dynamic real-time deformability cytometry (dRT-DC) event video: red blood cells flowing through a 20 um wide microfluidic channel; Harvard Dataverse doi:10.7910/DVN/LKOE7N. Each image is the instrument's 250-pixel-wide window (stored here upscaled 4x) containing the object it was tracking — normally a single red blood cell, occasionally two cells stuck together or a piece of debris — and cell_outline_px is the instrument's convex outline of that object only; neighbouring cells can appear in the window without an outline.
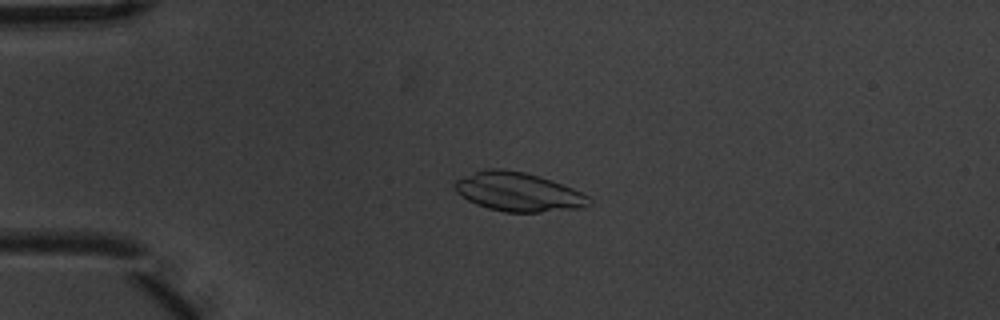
{"species": "common noctule bat (a hibernating species)", "species_latin": "Nyctalus noctula", "temperature_condition": "warm", "stored_images_in_passage": 4, "camera_frame_rate_fps": 3000, "um_per_image_px": 0.085, "animal": {"sex": "male", "body_mass_g": 20.1, "forearm_length_mm": 53.5}, "frame": {"image": 1, "passage_image": 3, "time_ms": 0.667, "image_size_px": [1000, 320], "cell_outline_px": [[592, 204], [584, 208], [540, 212], [504, 212], [488, 208], [476, 204], [468, 200], [456, 192], [452, 184], [456, 180], [476, 172], [488, 168], [504, 168], [524, 172], [552, 180], [572, 188], [588, 196], [592, 200]], "centroid_in_image_um": [44.07, 16.32], "position_along_channel_um": 40.9, "area_um2": 30.52}}